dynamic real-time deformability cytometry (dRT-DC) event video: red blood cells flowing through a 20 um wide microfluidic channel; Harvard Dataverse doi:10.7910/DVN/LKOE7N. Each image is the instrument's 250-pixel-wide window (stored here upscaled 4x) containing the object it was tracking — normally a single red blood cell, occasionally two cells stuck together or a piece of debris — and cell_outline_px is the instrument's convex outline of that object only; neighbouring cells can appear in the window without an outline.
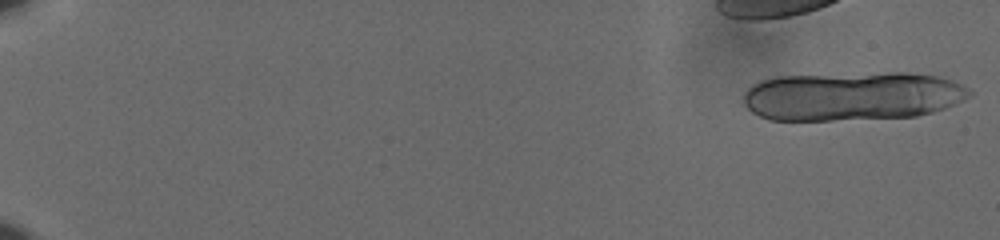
{"species": "human", "species_latin": "Homo sapiens", "temperature_condition": "cold", "stored_images_in_passage": 18, "camera_frame_rate_fps": 3000, "um_per_image_px": 0.085, "donor": {"sex": "male"}, "frame": {"image": 1, "passage_image": 1, "time_ms": 0.0, "image_size_px": [1000, 240], "cell_outline_px": [[972, 92], [964, 100], [944, 108], [932, 112], [916, 116], [832, 120], [768, 120], [752, 112], [744, 104], [744, 92], [752, 84], [760, 80], [776, 76], [888, 72], [904, 72], [936, 76], [960, 84], [968, 88]], "centroid_in_image_um": [72.39, 8.16], "position_along_channel_um": 12.6, "area_um2": 64.45}}